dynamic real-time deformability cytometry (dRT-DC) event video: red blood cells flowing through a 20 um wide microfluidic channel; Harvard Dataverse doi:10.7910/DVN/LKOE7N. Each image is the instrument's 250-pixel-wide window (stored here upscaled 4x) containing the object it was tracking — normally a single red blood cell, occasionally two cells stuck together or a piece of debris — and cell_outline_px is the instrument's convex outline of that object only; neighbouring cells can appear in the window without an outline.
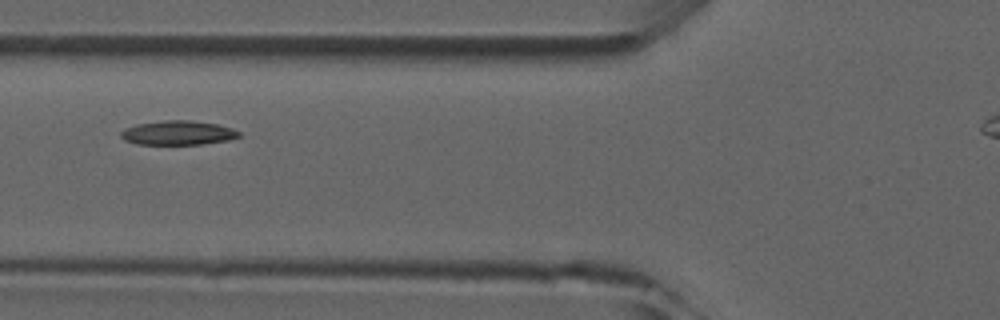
{"species": "common noctule bat (a hibernating species)", "species_latin": "Nyctalus noctula", "temperature_condition": "room temperature", "stored_images_in_passage": 3, "camera_frame_rate_fps": 3000, "um_per_image_px": 0.085, "animal": {"sex": "male", "forearm_length_mm": 52.5}, "frame": {"image": 1, "passage_image": 2, "time_ms": 1.0, "image_size_px": [1000, 320], "cell_outline_px": [[240, 136], [228, 140], [204, 144], [136, 144], [124, 140], [120, 136], [120, 132], [124, 128], [136, 124], [164, 120], [188, 120], [216, 124], [232, 128], [240, 132]], "centroid_in_image_um": [15.09, 11.29], "position_along_channel_um": 110.7, "area_um2": 16.7}}
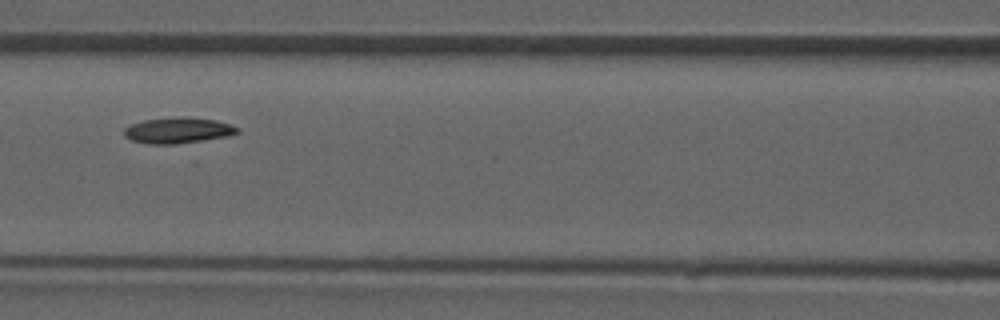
{"frame": {"image": 2, "passage_image": 3, "time_ms": 2.0, "image_size_px": [1000, 320], "cell_outline_px": [[240, 132], [228, 136], [176, 144], [148, 144], [132, 140], [124, 136], [124, 128], [132, 124], [144, 120], [176, 116], [188, 116], [216, 120], [232, 124], [240, 128]], "centroid_in_image_um": [15.16, 11.06], "position_along_channel_um": 151.4, "area_um2": 17.28}}